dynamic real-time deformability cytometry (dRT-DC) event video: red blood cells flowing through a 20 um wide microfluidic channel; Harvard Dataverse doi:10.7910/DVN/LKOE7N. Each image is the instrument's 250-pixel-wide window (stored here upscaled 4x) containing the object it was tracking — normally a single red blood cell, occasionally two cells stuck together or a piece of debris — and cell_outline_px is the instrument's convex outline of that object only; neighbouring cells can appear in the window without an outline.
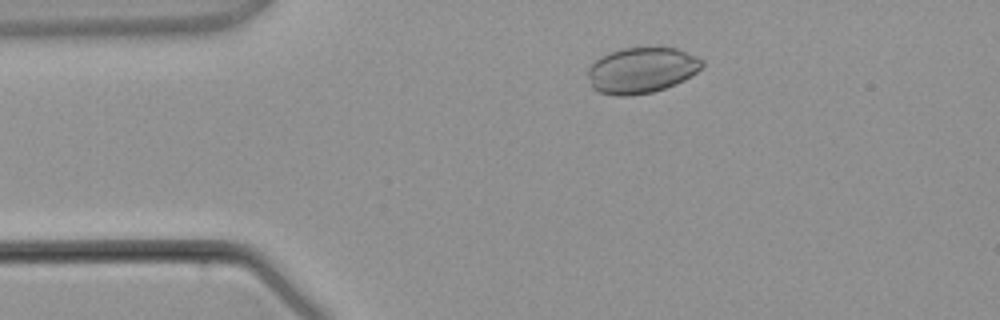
{"species": "common noctule bat (a hibernating species)", "species_latin": "Nyctalus noctula", "temperature_condition": "warm", "stored_images_in_passage": 3, "camera_frame_rate_fps": 3000, "um_per_image_px": 0.085, "animal": {"sex": "male", "body_mass_g": 21.5, "forearm_length_mm": 52.0}, "frame": {"image": 1, "passage_image": 2, "time_ms": 1.333, "image_size_px": [1000, 320], "cell_outline_px": [[704, 64], [696, 72], [684, 80], [676, 84], [652, 92], [628, 96], [616, 96], [600, 92], [592, 88], [588, 76], [588, 68], [600, 56], [608, 52], [624, 48], [680, 48], [704, 60]], "centroid_in_image_um": [54.53, 5.97], "position_along_channel_um": 30.5, "area_um2": 30.52}}